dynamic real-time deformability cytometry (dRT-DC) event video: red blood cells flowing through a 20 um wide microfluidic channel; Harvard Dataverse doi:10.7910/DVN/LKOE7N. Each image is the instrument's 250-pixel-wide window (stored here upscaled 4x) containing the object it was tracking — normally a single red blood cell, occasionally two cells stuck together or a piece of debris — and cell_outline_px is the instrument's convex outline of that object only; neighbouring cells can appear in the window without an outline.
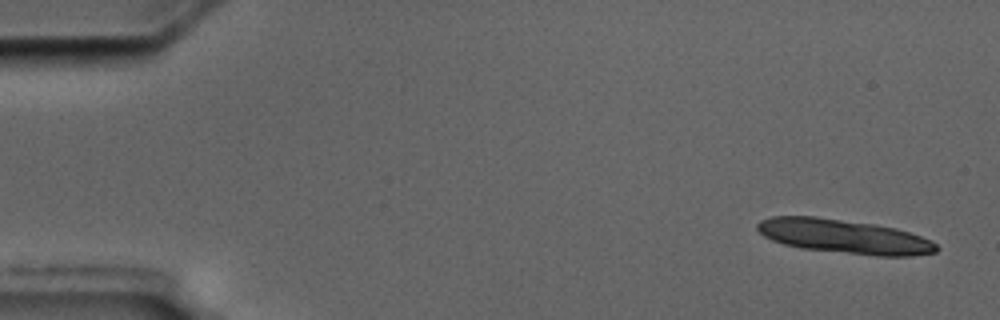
{"species": "common noctule bat (a hibernating species)", "species_latin": "Nyctalus noctula", "temperature_condition": "cold", "stored_images_in_passage": 6, "segment_of_instrument_passage": [1, 2], "camera_frame_rate_fps": 3000, "um_per_image_px": 0.085, "animal": {"sex": "male", "body_mass_g": 17.5, "forearm_length_mm": 52.3}, "frame": {"image": 1, "passage_image": 1, "time_ms": 0.0, "image_size_px": [1000, 320], "cell_outline_px": [[940, 248], [936, 252], [912, 256], [876, 256], [800, 248], [784, 244], [772, 240], [764, 236], [756, 228], [756, 224], [760, 220], [772, 216], [816, 216], [876, 224], [896, 228], [932, 240]], "centroid_in_image_um": [71.75, 20.09], "position_along_channel_um": 13.2, "area_um2": 35.84}}